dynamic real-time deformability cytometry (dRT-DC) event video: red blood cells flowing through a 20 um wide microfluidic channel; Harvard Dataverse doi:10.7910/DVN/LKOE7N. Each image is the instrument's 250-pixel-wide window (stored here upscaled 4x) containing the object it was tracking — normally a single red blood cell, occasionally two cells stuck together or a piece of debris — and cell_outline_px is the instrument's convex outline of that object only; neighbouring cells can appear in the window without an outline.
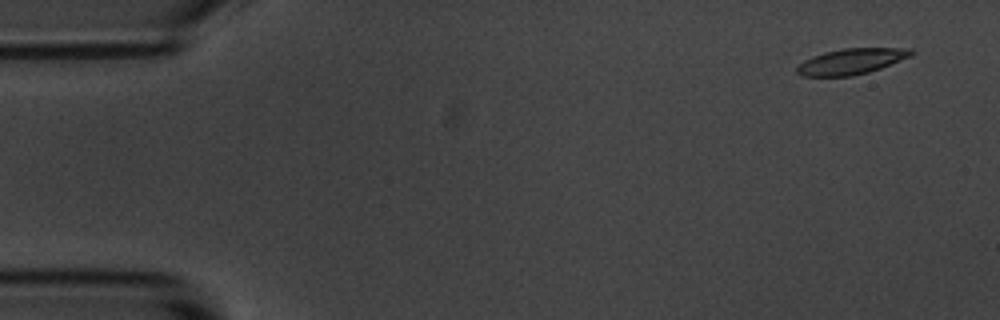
{"species": "common noctule bat (a hibernating species)", "species_latin": "Nyctalus noctula", "temperature_condition": "room temperature", "stored_images_in_passage": 8, "camera_frame_rate_fps": 3000, "um_per_image_px": 0.085, "animal": {"sex": "male", "body_mass_g": 20.1, "forearm_length_mm": 53.5}, "frame": {"image": 1, "passage_image": 1, "time_ms": 0.0, "image_size_px": [1000, 320], "cell_outline_px": [[916, 52], [912, 56], [880, 68], [868, 72], [852, 76], [800, 76], [796, 72], [796, 68], [804, 60], [812, 56], [824, 52], [844, 48], [912, 48]], "centroid_in_image_um": [72.38, 5.21], "position_along_channel_um": 12.6, "area_um2": 17.22}}
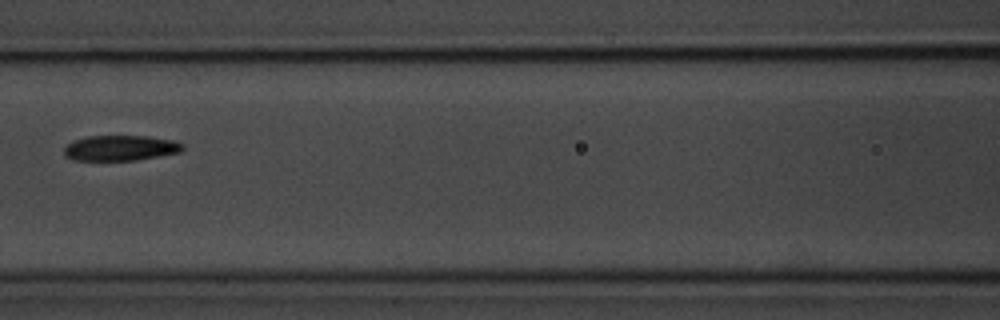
{"frame": {"image": 2, "passage_image": 7, "time_ms": 7.0, "image_size_px": [1000, 320], "cell_outline_px": [[184, 148], [180, 152], [136, 160], [72, 160], [64, 156], [64, 148], [68, 144], [76, 140], [88, 136], [148, 136], [172, 140], [184, 144]], "centroid_in_image_um": [10.24, 12.58], "position_along_channel_um": 156.4, "area_um2": 17.46}}
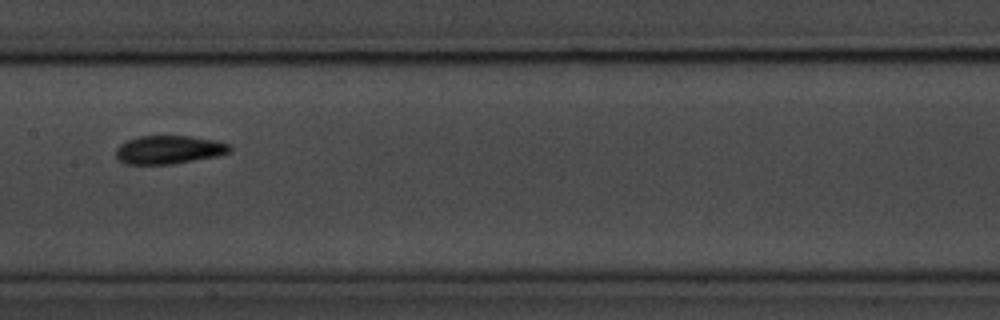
{"frame": {"image": 3, "passage_image": 8, "time_ms": 8.0, "image_size_px": [1000, 320], "cell_outline_px": [[232, 148], [228, 152], [216, 156], [172, 164], [124, 164], [116, 156], [116, 148], [120, 144], [128, 140], [140, 136], [188, 136], [216, 140], [232, 144]], "centroid_in_image_um": [14.36, 12.72], "position_along_channel_um": 193.0, "area_um2": 18.79}}